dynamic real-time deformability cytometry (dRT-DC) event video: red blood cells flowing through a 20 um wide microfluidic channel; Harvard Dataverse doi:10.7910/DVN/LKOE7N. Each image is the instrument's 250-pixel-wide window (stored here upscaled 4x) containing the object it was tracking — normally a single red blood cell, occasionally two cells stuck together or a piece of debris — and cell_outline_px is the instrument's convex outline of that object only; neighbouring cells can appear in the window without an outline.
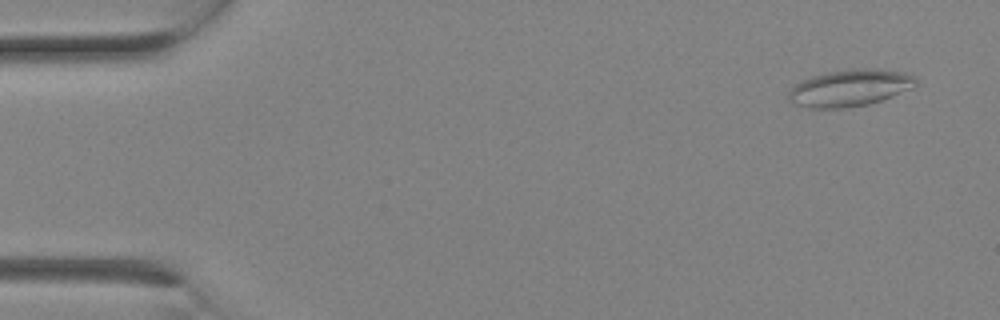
{"species": "Egyptian fruit bat (a non-hibernating species)", "species_latin": "Rousettus aegyptiacus", "temperature_condition": "room temperature", "stored_images_in_passage": 2, "camera_frame_rate_fps": 3000, "um_per_image_px": 0.085, "animal": {"sex": "female"}, "frame": {"image": 1, "passage_image": 1, "time_ms": 0.0, "image_size_px": [1000, 320], "cell_outline_px": [[916, 84], [912, 88], [892, 96], [868, 104], [844, 108], [812, 108], [792, 104], [788, 100], [788, 92], [796, 84], [812, 76], [828, 72], [848, 68], [872, 68], [904, 72], [912, 76], [916, 80]], "centroid_in_image_um": [72.21, 7.47], "position_along_channel_um": 12.8, "area_um2": 27.22}}